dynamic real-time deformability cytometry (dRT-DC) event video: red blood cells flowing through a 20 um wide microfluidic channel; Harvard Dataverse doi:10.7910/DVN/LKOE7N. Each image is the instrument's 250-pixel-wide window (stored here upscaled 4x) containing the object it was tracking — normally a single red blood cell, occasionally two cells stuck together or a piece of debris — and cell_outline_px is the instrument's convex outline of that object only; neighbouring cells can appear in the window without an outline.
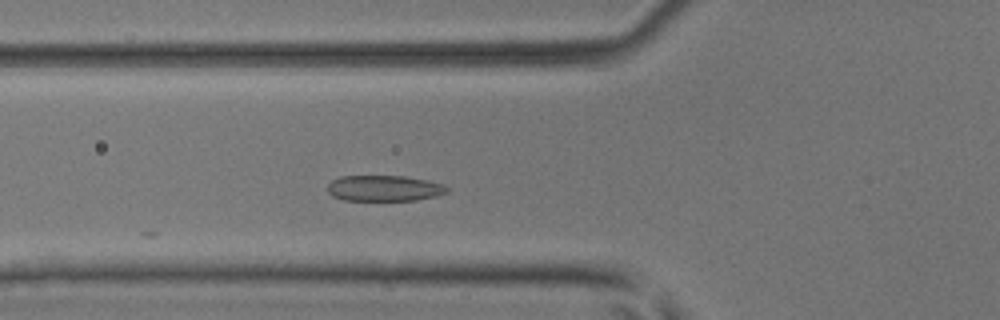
{"species": "common noctule bat (a hibernating species)", "species_latin": "Nyctalus noctula", "temperature_condition": "room temperature", "stored_images_in_passage": 26, "camera_frame_rate_fps": 3000, "um_per_image_px": 0.085, "animal": {"sex": "male", "body_mass_g": 17.9, "forearm_length_mm": 54.2}, "frame": {"image": 1, "passage_image": 4, "time_ms": 1.0, "image_size_px": [1000, 320], "cell_outline_px": [[448, 192], [436, 196], [416, 200], [344, 200], [332, 196], [328, 192], [328, 184], [332, 180], [340, 176], [404, 176], [444, 184], [448, 188]], "centroid_in_image_um": [32.64, 16.0], "position_along_channel_um": 93.2, "area_um2": 17.92}}
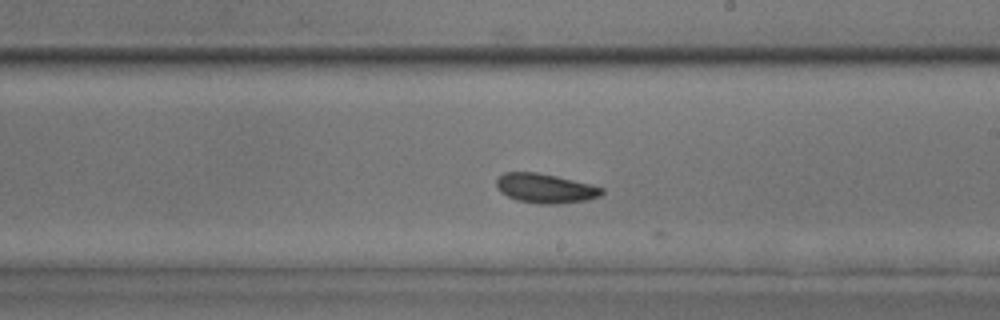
{"frame": {"image": 2, "passage_image": 15, "time_ms": 4.667, "image_size_px": [1000, 320], "cell_outline_px": [[604, 192], [600, 196], [588, 200], [556, 204], [540, 204], [516, 200], [500, 192], [496, 188], [496, 180], [504, 172], [536, 172], [556, 176], [604, 188]], "centroid_in_image_um": [46.33, 16.01], "position_along_channel_um": 242.7, "area_um2": 18.03}}
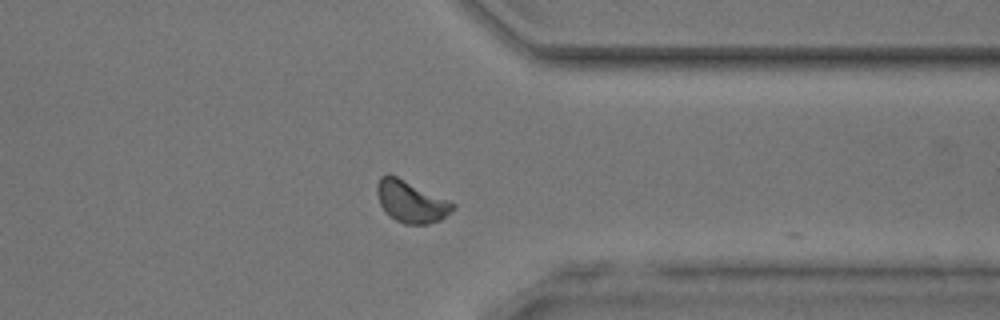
{"frame": {"image": 3, "passage_image": 25, "time_ms": 8.0, "image_size_px": [1000, 320], "cell_outline_px": [[456, 208], [440, 220], [428, 224], [404, 224], [396, 220], [380, 204], [376, 192], [376, 188], [380, 176], [388, 172], [448, 200], [456, 204]], "centroid_in_image_um": [34.94, 17.12], "position_along_channel_um": 376.5, "area_um2": 18.26}}